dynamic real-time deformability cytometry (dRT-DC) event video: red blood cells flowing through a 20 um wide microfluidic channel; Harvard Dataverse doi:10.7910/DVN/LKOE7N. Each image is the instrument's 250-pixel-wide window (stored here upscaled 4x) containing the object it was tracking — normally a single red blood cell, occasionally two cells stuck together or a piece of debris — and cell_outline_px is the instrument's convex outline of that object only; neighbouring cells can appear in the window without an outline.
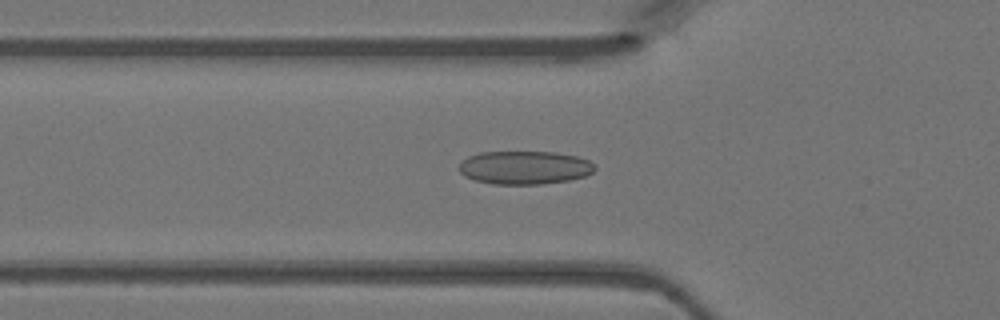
{"species": "Egyptian fruit bat (a non-hibernating species)", "species_latin": "Rousettus aegyptiacus", "temperature_condition": "warm", "stored_images_in_passage": 19, "camera_frame_rate_fps": 3000, "um_per_image_px": 0.085, "animal": {"sex": "female"}, "frame": {"image": 1, "passage_image": 5, "time_ms": 1.333, "image_size_px": [1000, 320], "cell_outline_px": [[596, 168], [592, 172], [584, 176], [568, 180], [540, 184], [492, 184], [476, 180], [464, 176], [460, 172], [460, 164], [468, 156], [480, 152], [552, 152], [576, 156], [588, 160]], "centroid_in_image_um": [44.57, 14.24], "position_along_channel_um": 81.2, "area_um2": 26.13}}
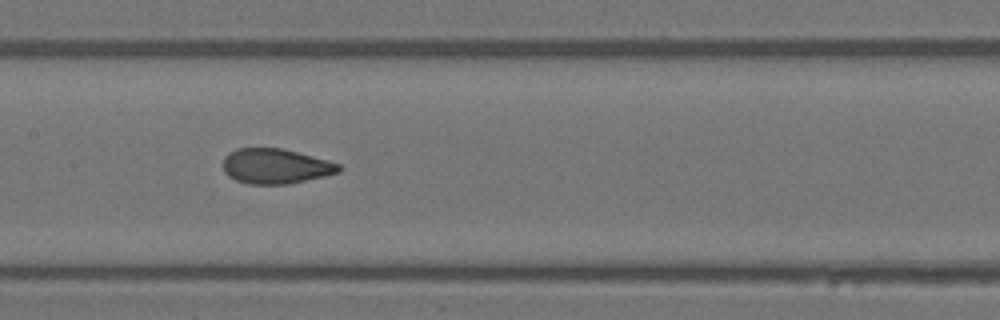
{"frame": {"image": 2, "passage_image": 12, "time_ms": 3.667, "image_size_px": [1000, 320], "cell_outline_px": [[340, 172], [324, 176], [288, 184], [248, 184], [236, 180], [228, 176], [224, 172], [224, 156], [228, 152], [236, 148], [284, 148], [328, 160], [340, 164]], "centroid_in_image_um": [23.41, 14.12], "position_along_channel_um": 184.0, "area_um2": 23.76}}
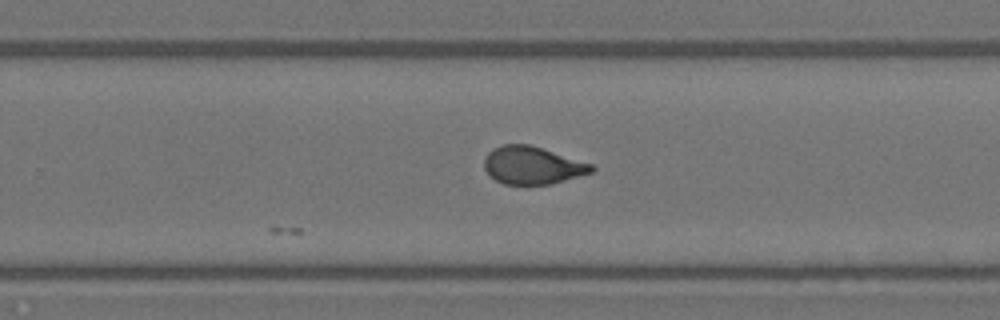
{"frame": {"image": 3, "passage_image": 19, "time_ms": 6.0, "image_size_px": [1000, 320], "cell_outline_px": [[596, 168], [592, 172], [552, 184], [504, 184], [496, 180], [484, 168], [484, 160], [488, 152], [492, 148], [504, 144], [528, 144], [592, 164]], "centroid_in_image_um": [45.24, 14.05], "position_along_channel_um": 284.6, "area_um2": 23.29}}